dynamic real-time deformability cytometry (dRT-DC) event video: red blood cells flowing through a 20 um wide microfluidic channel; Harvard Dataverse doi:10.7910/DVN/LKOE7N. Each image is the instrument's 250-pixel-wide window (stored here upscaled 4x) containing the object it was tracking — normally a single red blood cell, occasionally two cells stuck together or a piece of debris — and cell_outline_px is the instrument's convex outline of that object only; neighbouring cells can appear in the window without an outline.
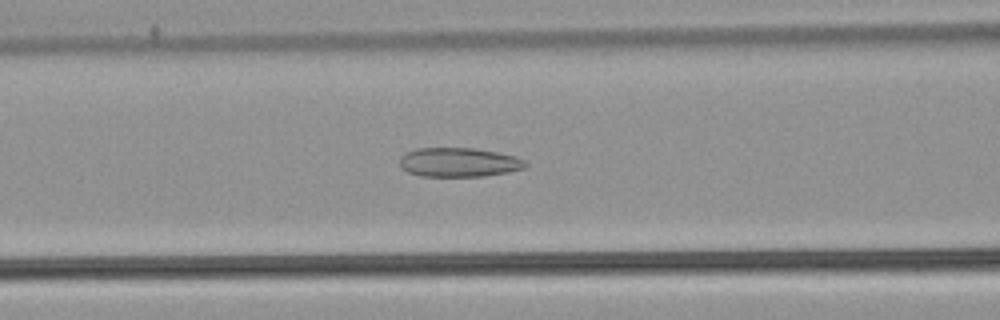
{"species": "common noctule bat (a hibernating species)", "species_latin": "Nyctalus noctula", "temperature_condition": "warm", "stored_images_in_passage": 50, "camera_frame_rate_fps": 3000, "um_per_image_px": 0.085, "animal": {"sex": "male", "body_mass_g": 21.5, "forearm_length_mm": 52.0}, "frame": {"image": 1, "passage_image": 19, "time_ms": 6.0, "image_size_px": [1000, 320], "cell_outline_px": [[528, 164], [524, 168], [508, 172], [484, 176], [420, 176], [408, 172], [400, 168], [400, 156], [404, 152], [416, 148], [476, 148], [516, 156], [524, 160]], "centroid_in_image_um": [38.97, 13.79], "position_along_channel_um": 127.6, "area_um2": 21.56}}
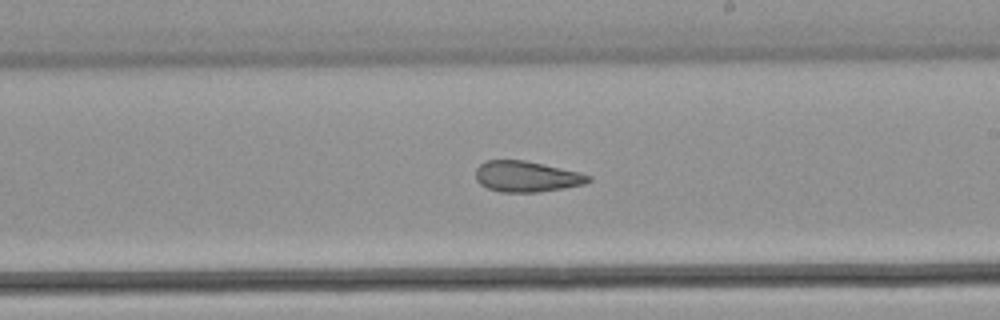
{"frame": {"image": 2, "passage_image": 28, "time_ms": 9.0, "image_size_px": [1000, 320], "cell_outline_px": [[592, 180], [584, 184], [564, 188], [540, 192], [500, 192], [488, 188], [480, 184], [476, 180], [476, 168], [480, 164], [488, 160], [524, 160], [580, 172], [592, 176]], "centroid_in_image_um": [44.77, 15.01], "position_along_channel_um": 244.2, "area_um2": 20.29}}
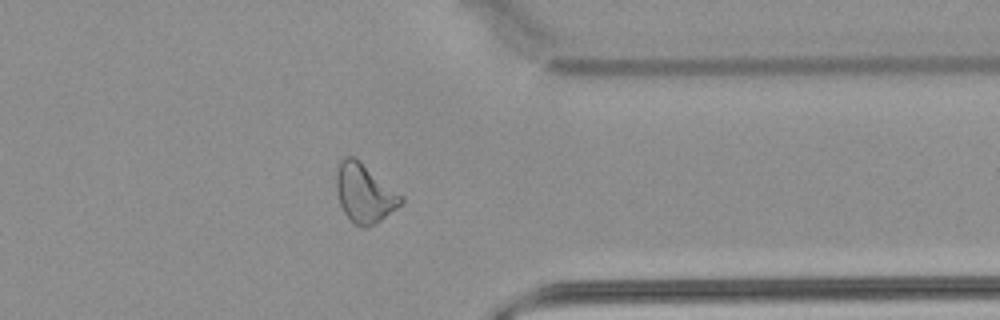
{"frame": {"image": 3, "passage_image": 39, "time_ms": 12.667, "image_size_px": [1000, 320], "cell_outline_px": [[404, 200], [396, 208], [376, 224], [368, 228], [360, 228], [352, 224], [344, 212], [340, 204], [336, 192], [336, 168], [340, 160], [344, 156], [356, 156], [404, 196]], "centroid_in_image_um": [30.96, 16.41], "position_along_channel_um": 380.4, "area_um2": 22.77}, "authors_computed_cell_mechanics": {"area_um2": 23.4957, "velocity_mm_per_s": 3.8994, "shape_relaxation_time_tau1_ms": null, "shape_relaxation_time_tau2_ms": 2.9345, "deformation_change_tau1": null, "deformation_change_tau2": 0.111}}